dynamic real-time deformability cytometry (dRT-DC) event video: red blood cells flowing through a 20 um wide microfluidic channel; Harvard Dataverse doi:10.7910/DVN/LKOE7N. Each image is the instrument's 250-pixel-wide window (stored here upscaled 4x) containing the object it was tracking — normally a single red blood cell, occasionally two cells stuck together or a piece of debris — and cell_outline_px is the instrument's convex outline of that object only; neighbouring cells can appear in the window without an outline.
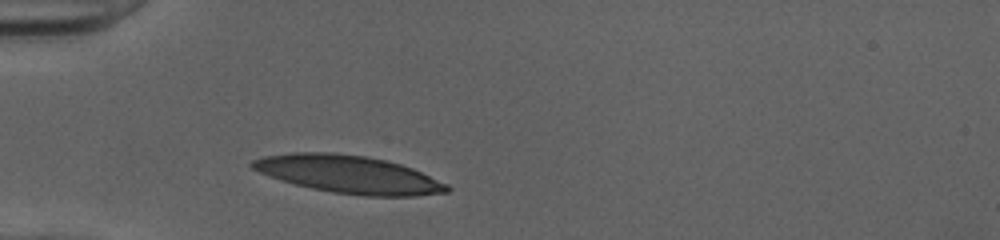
{"species": "human", "species_latin": "Homo sapiens", "temperature_condition": "cold", "stored_images_in_passage": 28, "camera_frame_rate_fps": 3000, "um_per_image_px": 0.085, "donor": {"sex": "female"}, "frame": {"image": 1, "passage_image": 1, "time_ms": 0.0, "image_size_px": [1000, 240], "cell_outline_px": [[452, 188], [448, 192], [416, 196], [364, 196], [332, 192], [312, 188], [280, 180], [260, 172], [252, 168], [248, 164], [252, 160], [264, 156], [292, 152], [332, 152], [364, 156], [388, 160], [412, 168], [448, 184]], "centroid_in_image_um": [29.65, 14.82], "position_along_channel_um": 55.4, "area_um2": 42.83}}
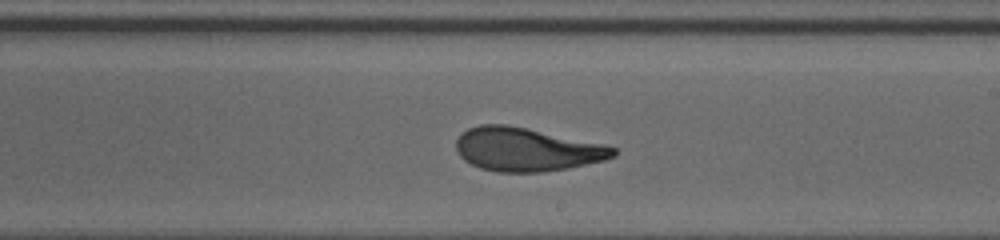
{"frame": {"image": 2, "passage_image": 16, "time_ms": 5.0, "image_size_px": [1000, 240], "cell_outline_px": [[616, 156], [604, 160], [568, 168], [544, 172], [496, 172], [480, 168], [464, 160], [456, 152], [456, 140], [460, 132], [468, 128], [480, 124], [504, 124], [604, 144], [616, 148]], "centroid_in_image_um": [44.72, 12.71], "position_along_channel_um": 244.3, "area_um2": 39.77}}
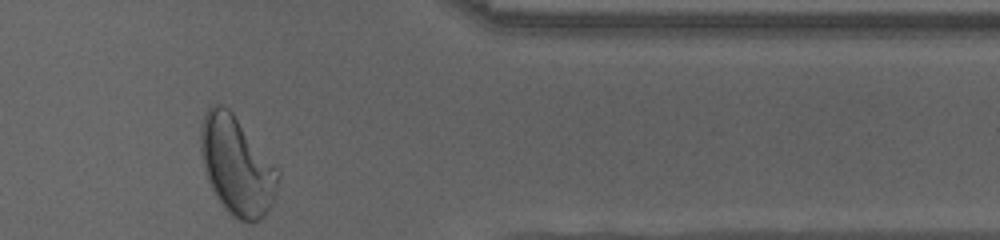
{"frame": {"image": 3, "passage_image": 28, "time_ms": 9.0, "image_size_px": [1000, 240], "cell_outline_px": [[280, 176], [276, 192], [272, 204], [264, 216], [256, 220], [236, 220], [224, 208], [216, 196], [208, 180], [204, 168], [200, 152], [200, 128], [204, 112], [212, 104], [220, 104], [228, 108], [232, 112], [280, 172]], "centroid_in_image_um": [20.1, 14.07], "position_along_channel_um": 391.3, "area_um2": 44.04}, "authors_computed_cell_mechanics": {"area_um2": 40.1132, "velocity_mm_per_s": 4.035, "shape_relaxation_time_tau1_ms": 4.9179, "shape_relaxation_time_tau2_ms": 1.2709, "deformation_change_tau1": 0.2234, "deformation_change_tau2": 0.0907}}